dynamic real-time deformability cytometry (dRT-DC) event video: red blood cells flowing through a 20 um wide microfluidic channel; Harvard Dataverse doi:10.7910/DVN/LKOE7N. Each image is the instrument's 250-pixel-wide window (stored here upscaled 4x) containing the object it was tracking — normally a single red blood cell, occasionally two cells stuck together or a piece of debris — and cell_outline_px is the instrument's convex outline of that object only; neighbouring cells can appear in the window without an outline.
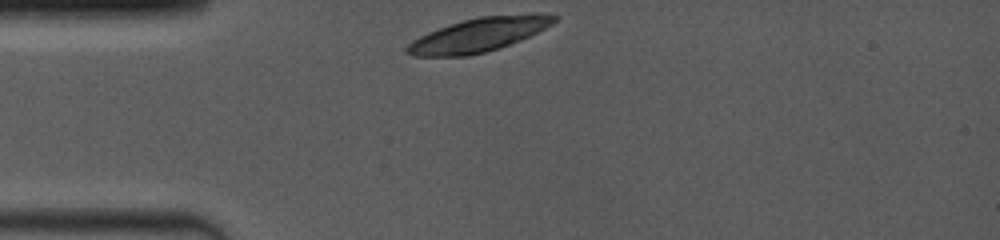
{"species": "common noctule bat (a hibernating species)", "species_latin": "Nyctalus noctula", "temperature_condition": "room temperature", "stored_images_in_passage": 2, "camera_frame_rate_fps": 4000, "um_per_image_px": 0.085, "animal": {"sex": "female", "body_mass_g": 19.0, "forearm_length_mm": 53.3}, "frame": {"image": 1, "passage_image": 1, "time_ms": 0.0, "image_size_px": [1000, 240], "cell_outline_px": [[560, 16], [552, 24], [520, 40], [500, 48], [468, 56], [412, 56], [404, 52], [404, 48], [412, 40], [428, 32], [464, 20], [480, 16], [528, 12], [540, 12]], "centroid_in_image_um": [40.73, 2.94], "position_along_channel_um": 44.3, "area_um2": 29.25}}